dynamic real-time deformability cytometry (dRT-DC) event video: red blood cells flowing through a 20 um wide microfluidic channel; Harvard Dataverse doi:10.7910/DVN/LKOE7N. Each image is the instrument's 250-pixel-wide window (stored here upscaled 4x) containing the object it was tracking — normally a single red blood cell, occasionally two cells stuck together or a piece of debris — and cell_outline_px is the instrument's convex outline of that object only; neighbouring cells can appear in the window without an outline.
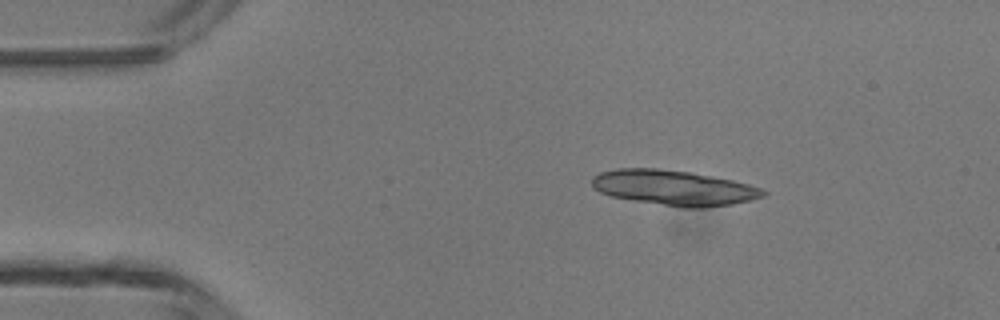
{"species": "common noctule bat (a hibernating species)", "species_latin": "Nyctalus noctula", "temperature_condition": "room temperature", "stored_images_in_passage": 3, "camera_frame_rate_fps": 3000, "um_per_image_px": 0.085, "animal": {"sex": "male", "body_mass_g": 13.3}, "frame": {"image": 1, "passage_image": 1, "time_ms": 0.0, "image_size_px": [1000, 320], "cell_outline_px": [[768, 192], [764, 196], [752, 200], [732, 204], [704, 208], [680, 208], [612, 196], [600, 192], [592, 188], [592, 176], [600, 172], [616, 168], [656, 168], [692, 172], [732, 180], [748, 184], [760, 188]], "centroid_in_image_um": [57.27, 15.96], "position_along_channel_um": 27.7, "area_um2": 35.26}}